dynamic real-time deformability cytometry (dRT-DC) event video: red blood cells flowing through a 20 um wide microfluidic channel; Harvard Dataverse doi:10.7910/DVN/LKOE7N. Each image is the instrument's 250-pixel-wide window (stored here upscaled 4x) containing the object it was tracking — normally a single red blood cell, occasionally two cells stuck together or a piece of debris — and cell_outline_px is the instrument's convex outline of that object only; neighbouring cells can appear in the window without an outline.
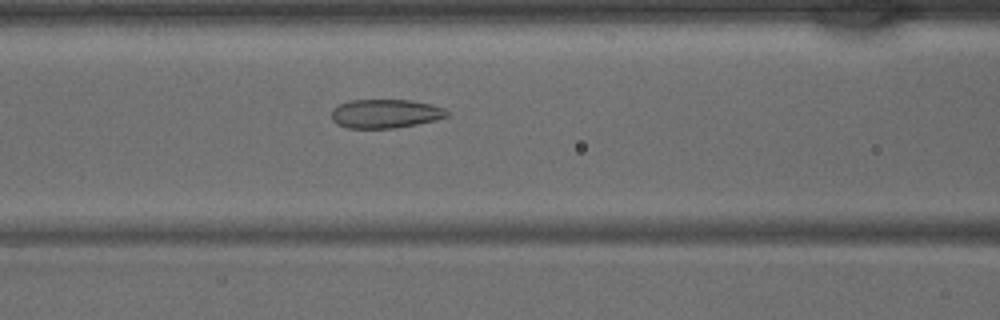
{"species": "common noctule bat (a hibernating species)", "species_latin": "Nyctalus noctula", "temperature_condition": "warm", "stored_images_in_passage": 42, "camera_frame_rate_fps": 3000, "um_per_image_px": 0.085, "animal": {"sex": "male", "body_mass_g": 15.6}, "frame": {"image": 1, "passage_image": 17, "time_ms": 5.333, "image_size_px": [1000, 320], "cell_outline_px": [[448, 116], [436, 120], [416, 124], [392, 128], [348, 128], [336, 124], [332, 120], [332, 108], [340, 104], [352, 100], [412, 100], [432, 104], [444, 108], [448, 112]], "centroid_in_image_um": [32.75, 9.66], "position_along_channel_um": 133.8, "area_um2": 19.42}}
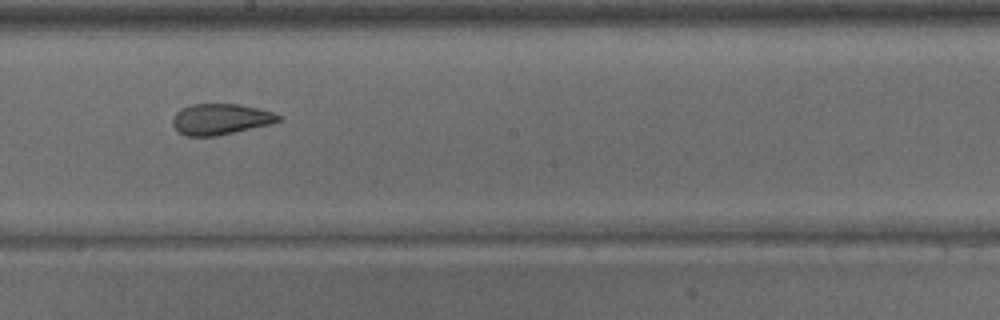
{"frame": {"image": 2, "passage_image": 23, "time_ms": 7.333, "image_size_px": [1000, 320], "cell_outline_px": [[280, 120], [272, 124], [216, 136], [188, 136], [180, 132], [172, 124], [172, 116], [180, 108], [192, 104], [236, 104], [256, 108], [272, 112], [280, 116]], "centroid_in_image_um": [18.71, 10.13], "position_along_channel_um": 229.5, "area_um2": 18.96}}
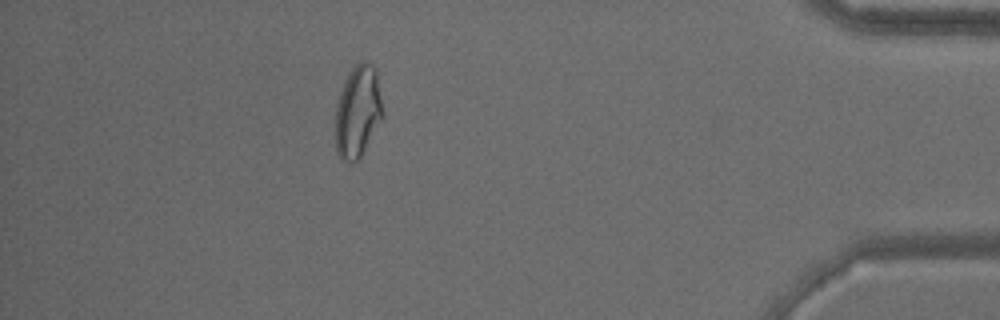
{"frame": {"image": 3, "passage_image": 37, "time_ms": 12.0, "image_size_px": [1000, 320], "cell_outline_px": [[384, 116], [360, 156], [356, 160], [340, 160], [336, 152], [336, 104], [344, 80], [348, 72], [360, 60], [368, 60], [376, 68], [384, 112]], "centroid_in_image_um": [30.43, 9.41], "position_along_channel_um": 404.8, "area_um2": 25.55}}